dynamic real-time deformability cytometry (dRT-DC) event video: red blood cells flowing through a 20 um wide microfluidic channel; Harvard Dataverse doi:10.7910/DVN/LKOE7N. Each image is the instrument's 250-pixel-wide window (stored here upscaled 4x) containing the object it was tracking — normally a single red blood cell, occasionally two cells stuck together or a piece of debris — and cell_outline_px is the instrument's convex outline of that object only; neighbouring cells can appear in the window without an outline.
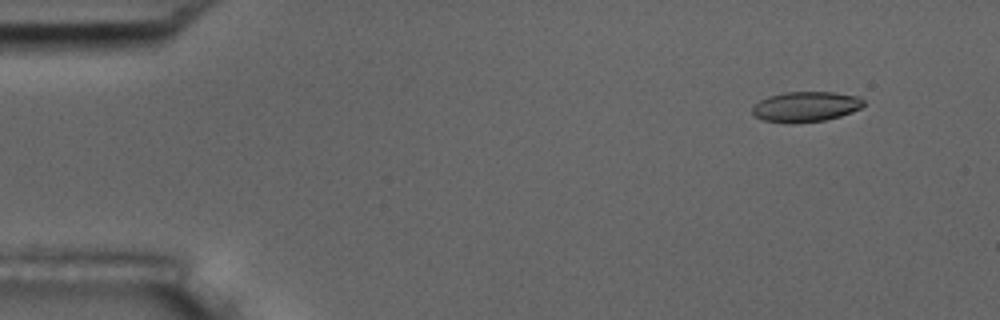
{"species": "common noctule bat (a hibernating species)", "species_latin": "Nyctalus noctula", "temperature_condition": "room temperature", "stored_images_in_passage": 6, "segment_of_instrument_passage": [1, 2], "camera_frame_rate_fps": 3000, "um_per_image_px": 0.085, "animal": {"sex": "male", "body_mass_g": 17.5, "forearm_length_mm": 52.3}, "frame": {"image": 1, "passage_image": 2, "time_ms": 1.0, "image_size_px": [1000, 320], "cell_outline_px": [[864, 104], [860, 108], [852, 112], [840, 116], [824, 120], [796, 124], [784, 124], [764, 120], [752, 116], [752, 104], [768, 96], [784, 92], [836, 92], [860, 96], [864, 100]], "centroid_in_image_um": [68.45, 9.08], "position_along_channel_um": 16.5, "area_um2": 20.11}}
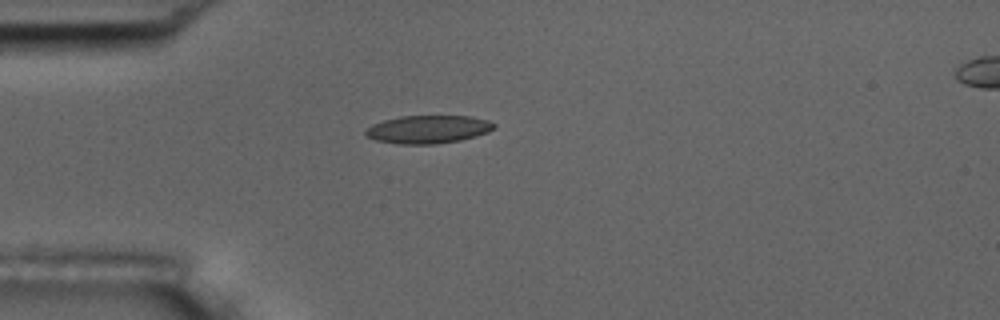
{"frame": {"image": 2, "passage_image": 5, "time_ms": 4.333, "image_size_px": [1000, 320], "cell_outline_px": [[496, 128], [488, 132], [476, 136], [460, 140], [436, 144], [396, 144], [376, 140], [364, 136], [364, 132], [372, 124], [384, 120], [400, 116], [472, 116], [488, 120], [496, 124]], "centroid_in_image_um": [36.39, 10.99], "position_along_channel_um": 48.6, "area_um2": 21.15}}